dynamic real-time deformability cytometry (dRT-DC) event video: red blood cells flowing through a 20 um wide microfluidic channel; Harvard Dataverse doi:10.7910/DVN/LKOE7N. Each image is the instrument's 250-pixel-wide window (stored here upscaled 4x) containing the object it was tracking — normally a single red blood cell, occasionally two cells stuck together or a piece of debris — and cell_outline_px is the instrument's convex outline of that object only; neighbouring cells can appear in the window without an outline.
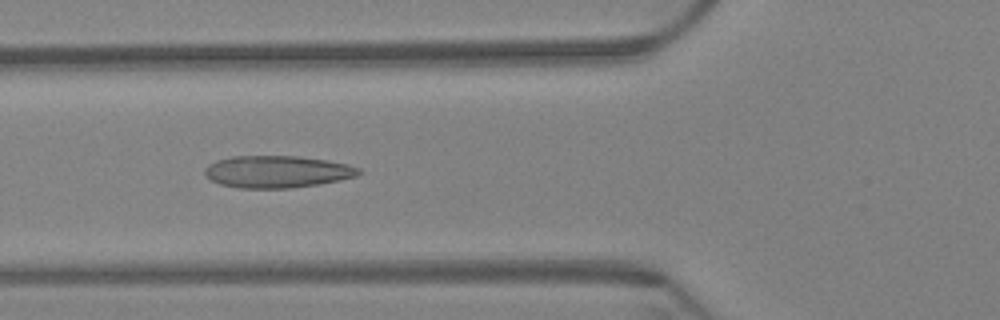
{"species": "Egyptian fruit bat (a non-hibernating species)", "species_latin": "Rousettus aegyptiacus", "temperature_condition": "warm", "stored_images_in_passage": 61, "camera_frame_rate_fps": 3000, "um_per_image_px": 0.085, "animal": {"sex": "female"}, "frame": {"image": 1, "passage_image": 23, "time_ms": 7.333, "image_size_px": [1000, 320], "cell_outline_px": [[364, 172], [356, 176], [340, 180], [292, 188], [240, 188], [220, 184], [204, 176], [204, 168], [208, 164], [216, 160], [232, 156], [296, 156], [328, 160], [348, 164], [360, 168]], "centroid_in_image_um": [23.55, 14.59], "position_along_channel_um": 102.2, "area_um2": 28.96}}
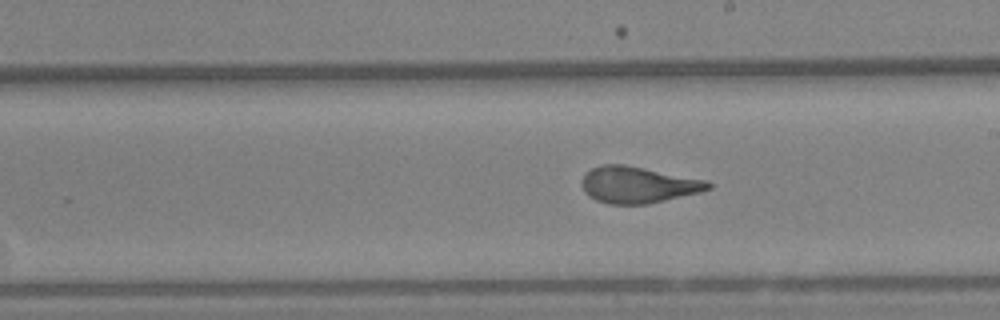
{"frame": {"image": 2, "passage_image": 35, "time_ms": 11.333, "image_size_px": [1000, 320], "cell_outline_px": [[712, 188], [700, 192], [648, 204], [608, 204], [596, 200], [588, 196], [584, 192], [580, 184], [580, 180], [584, 172], [600, 164], [624, 164], [704, 180], [712, 184]], "centroid_in_image_um": [54.14, 15.71], "position_along_channel_um": 234.9, "area_um2": 26.93}}
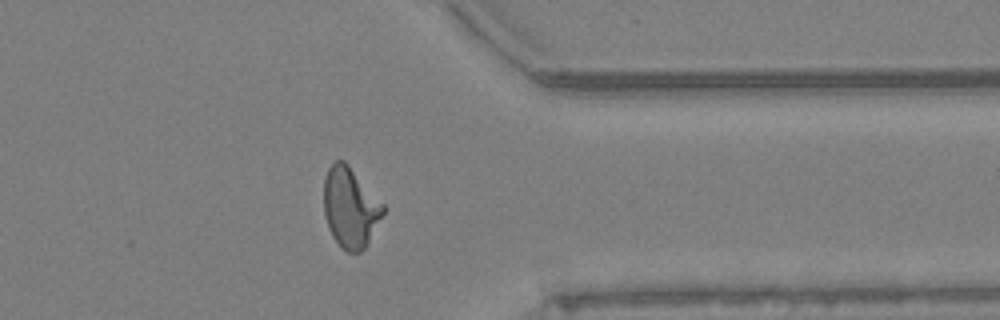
{"frame": {"image": 3, "passage_image": 49, "time_ms": 16.0, "image_size_px": [1000, 320], "cell_outline_px": [[384, 212], [364, 248], [360, 252], [348, 252], [340, 248], [332, 236], [328, 228], [324, 212], [324, 176], [328, 168], [336, 160], [344, 160], [348, 164], [384, 204]], "centroid_in_image_um": [29.75, 17.63], "position_along_channel_um": 381.7, "area_um2": 27.57}, "authors_computed_cell_mechanics": {"area_um2": 27.3394, "velocity_mm_per_s": 3.3204, "shape_relaxation_time_tau1_ms": 7.9929, "shape_relaxation_time_tau2_ms": 0.9725, "deformation_change_tau1": 0.2418, "deformation_change_tau2": 0.0915}}